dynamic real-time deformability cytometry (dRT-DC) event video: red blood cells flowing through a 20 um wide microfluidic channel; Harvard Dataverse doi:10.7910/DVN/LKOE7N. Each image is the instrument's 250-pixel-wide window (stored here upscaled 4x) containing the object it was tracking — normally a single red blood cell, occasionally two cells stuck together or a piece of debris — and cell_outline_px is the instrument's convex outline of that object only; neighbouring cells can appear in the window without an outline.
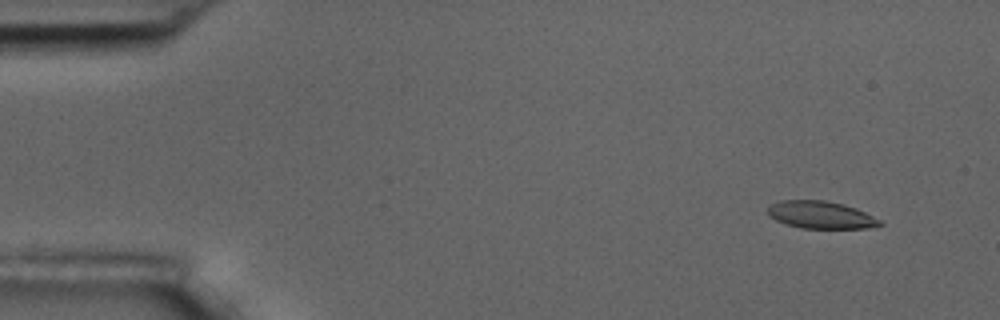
{"species": "common noctule bat (a hibernating species)", "species_latin": "Nyctalus noctula", "temperature_condition": "room temperature", "stored_images_in_passage": 5, "camera_frame_rate_fps": 3000, "um_per_image_px": 0.085, "animal": {"sex": "male", "body_mass_g": 17.5, "forearm_length_mm": 52.3}, "frame": {"image": 1, "passage_image": 2, "time_ms": 1.0, "image_size_px": [1000, 320], "cell_outline_px": [[884, 224], [868, 228], [800, 228], [784, 224], [768, 216], [768, 208], [772, 204], [780, 200], [824, 200], [844, 204], [856, 208], [880, 220]], "centroid_in_image_um": [69.74, 18.26], "position_along_channel_um": 15.3, "area_um2": 17.92}}